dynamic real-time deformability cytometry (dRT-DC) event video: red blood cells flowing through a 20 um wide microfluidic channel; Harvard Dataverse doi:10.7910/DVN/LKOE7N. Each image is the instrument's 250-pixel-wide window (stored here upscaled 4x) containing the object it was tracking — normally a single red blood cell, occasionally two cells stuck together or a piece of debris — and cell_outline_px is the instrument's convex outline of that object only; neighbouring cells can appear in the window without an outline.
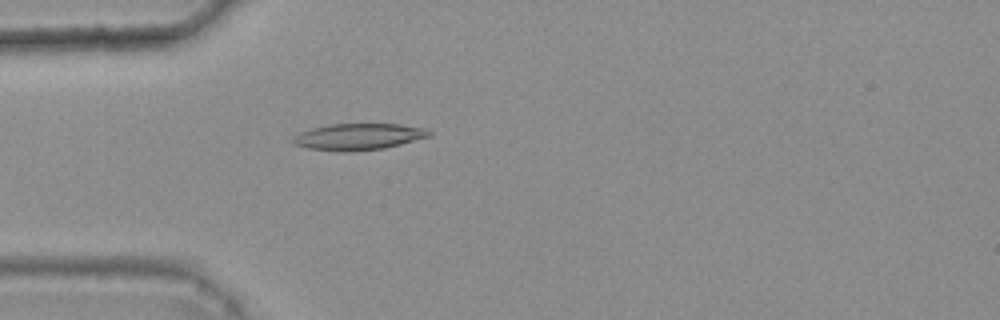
{"species": "common noctule bat (a hibernating species)", "species_latin": "Nyctalus noctula", "temperature_condition": "warm", "stored_images_in_passage": 34, "camera_frame_rate_fps": 3000, "um_per_image_px": 0.085, "animal": {"sex": "female", "body_mass_g": 25.1}, "frame": {"image": 1, "passage_image": 1, "time_ms": 0.0, "image_size_px": [1000, 320], "cell_outline_px": [[432, 136], [384, 148], [344, 152], [308, 148], [292, 144], [292, 140], [300, 132], [312, 128], [328, 124], [400, 124], [424, 128], [432, 132]], "centroid_in_image_um": [30.48, 11.61], "position_along_channel_um": 54.5, "area_um2": 20.92}}
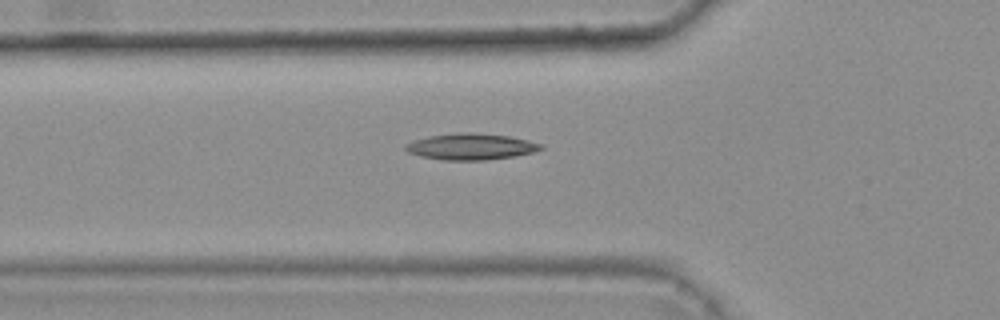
{"frame": {"image": 2, "passage_image": 4, "time_ms": 1.0, "image_size_px": [1000, 320], "cell_outline_px": [[544, 148], [532, 152], [516, 156], [484, 160], [444, 160], [420, 156], [408, 152], [404, 148], [404, 144], [412, 140], [428, 136], [460, 132], [472, 132], [508, 136], [528, 140], [544, 144]], "centroid_in_image_um": [40.01, 12.46], "position_along_channel_um": 85.8, "area_um2": 20.87}}
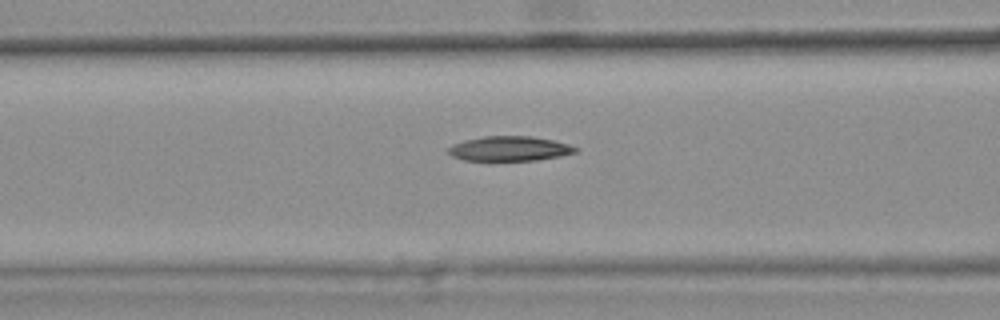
{"frame": {"image": 3, "passage_image": 7, "time_ms": 2.0, "image_size_px": [1000, 320], "cell_outline_px": [[580, 148], [576, 152], [560, 156], [536, 160], [464, 160], [452, 156], [448, 152], [448, 148], [452, 144], [464, 140], [484, 136], [532, 136], [552, 140], [568, 144]], "centroid_in_image_um": [43.31, 12.63], "position_along_channel_um": 123.3, "area_um2": 18.26}}